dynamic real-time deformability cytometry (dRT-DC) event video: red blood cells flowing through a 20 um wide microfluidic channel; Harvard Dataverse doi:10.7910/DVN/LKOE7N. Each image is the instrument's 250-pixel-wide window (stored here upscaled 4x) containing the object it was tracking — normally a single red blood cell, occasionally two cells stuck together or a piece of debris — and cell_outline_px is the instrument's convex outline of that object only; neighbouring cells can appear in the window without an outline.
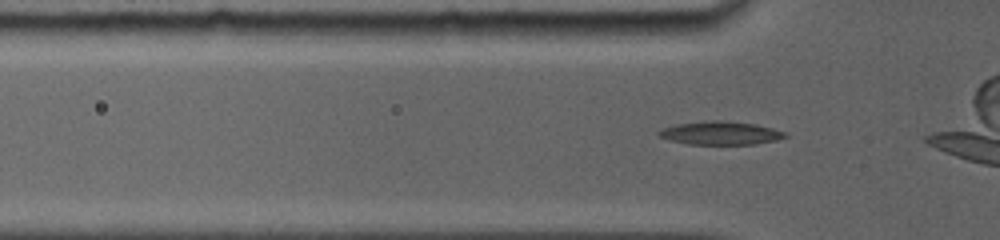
{"species": "common noctule bat (a hibernating species)", "species_latin": "Nyctalus noctula", "temperature_condition": "room temperature", "stored_images_in_passage": 59, "camera_frame_rate_fps": 5000, "um_per_image_px": 0.085, "animal": {"sex": "female", "body_mass_g": 19.0, "forearm_length_mm": 56.7}, "frame": {"image": 1, "passage_image": 9, "time_ms": 1.0, "image_size_px": [1000, 240], "cell_outline_px": [[788, 136], [776, 140], [756, 144], [688, 144], [668, 140], [656, 136], [656, 132], [664, 128], [676, 124], [712, 120], [720, 120], [756, 124], [772, 128], [784, 132]], "centroid_in_image_um": [61.2, 11.31], "position_along_channel_um": 64.6, "area_um2": 17.17}}
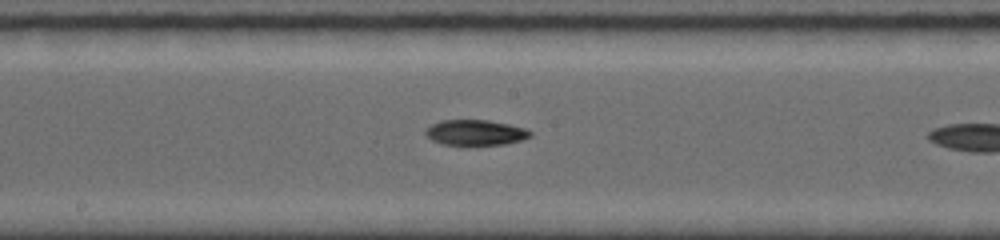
{"frame": {"image": 2, "passage_image": 36, "time_ms": 4.6, "image_size_px": [1000, 240], "cell_outline_px": [[532, 136], [520, 140], [504, 144], [440, 144], [432, 140], [424, 132], [424, 128], [440, 120], [488, 120], [508, 124], [524, 128], [532, 132]], "centroid_in_image_um": [40.38, 11.25], "position_along_channel_um": 207.8, "area_um2": 15.37}}
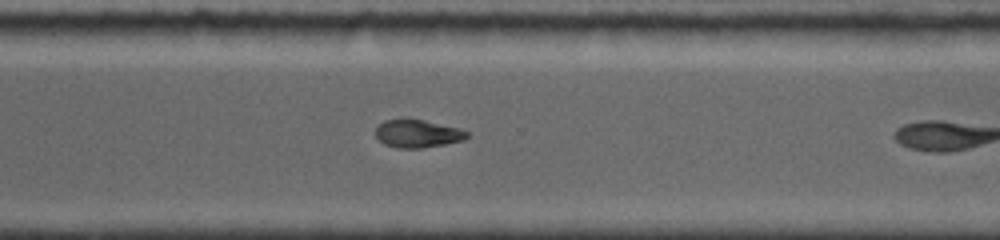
{"frame": {"image": 3, "passage_image": 58, "time_ms": 7.8, "image_size_px": [1000, 240], "cell_outline_px": [[468, 136], [464, 140], [444, 144], [420, 148], [400, 148], [384, 144], [376, 136], [376, 128], [384, 120], [404, 116], [424, 120], [460, 128], [468, 132]], "centroid_in_image_um": [35.47, 11.32], "position_along_channel_um": 335.1, "area_um2": 15.14}}